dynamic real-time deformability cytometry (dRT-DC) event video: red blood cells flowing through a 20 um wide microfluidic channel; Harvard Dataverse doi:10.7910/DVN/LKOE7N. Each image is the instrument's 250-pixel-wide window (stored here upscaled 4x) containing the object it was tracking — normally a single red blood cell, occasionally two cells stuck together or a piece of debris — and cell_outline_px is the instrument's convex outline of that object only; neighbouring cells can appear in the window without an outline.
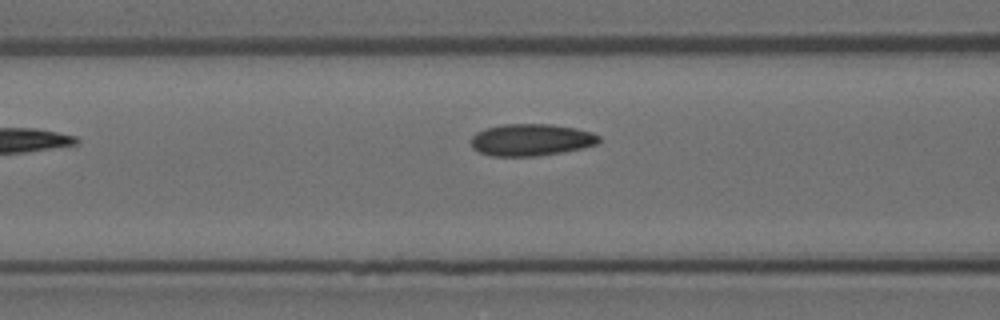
{"species": "Egyptian fruit bat (a non-hibernating species)", "species_latin": "Rousettus aegyptiacus", "temperature_condition": "room temperature", "stored_images_in_passage": 7, "camera_frame_rate_fps": 3000, "um_per_image_px": 0.085, "animal": {"sex": "female"}, "frame": {"image": 1, "passage_image": 3, "time_ms": 0.667, "image_size_px": [1000, 320], "cell_outline_px": [[600, 140], [596, 144], [580, 148], [560, 152], [536, 156], [492, 156], [480, 152], [472, 148], [472, 136], [476, 132], [484, 128], [504, 124], [552, 124], [576, 128], [592, 132], [600, 136]], "centroid_in_image_um": [45.13, 11.87], "position_along_channel_um": 121.5, "area_um2": 23.76}}
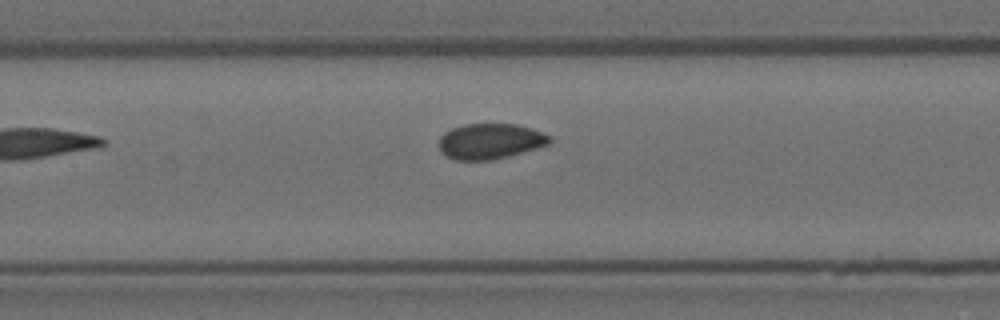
{"frame": {"image": 2, "passage_image": 6, "time_ms": 1.667, "image_size_px": [1000, 320], "cell_outline_px": [[552, 140], [548, 144], [536, 148], [508, 156], [492, 160], [456, 160], [440, 152], [440, 136], [444, 132], [452, 128], [464, 124], [516, 124], [532, 128], [548, 136]], "centroid_in_image_um": [41.64, 12.0], "position_along_channel_um": 165.8, "area_um2": 22.72}}
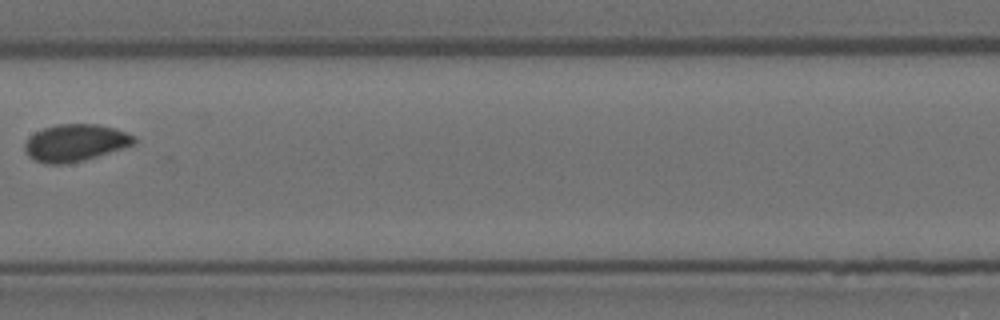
{"frame": {"image": 3, "passage_image": 7, "time_ms": 2.0, "image_size_px": [1000, 320], "cell_outline_px": [[136, 144], [84, 160], [64, 164], [44, 164], [28, 156], [24, 148], [24, 144], [36, 132], [44, 128], [56, 124], [96, 124], [112, 128], [124, 132], [132, 136], [136, 140]], "centroid_in_image_um": [6.38, 12.15], "position_along_channel_um": 201.0, "area_um2": 23.29}}